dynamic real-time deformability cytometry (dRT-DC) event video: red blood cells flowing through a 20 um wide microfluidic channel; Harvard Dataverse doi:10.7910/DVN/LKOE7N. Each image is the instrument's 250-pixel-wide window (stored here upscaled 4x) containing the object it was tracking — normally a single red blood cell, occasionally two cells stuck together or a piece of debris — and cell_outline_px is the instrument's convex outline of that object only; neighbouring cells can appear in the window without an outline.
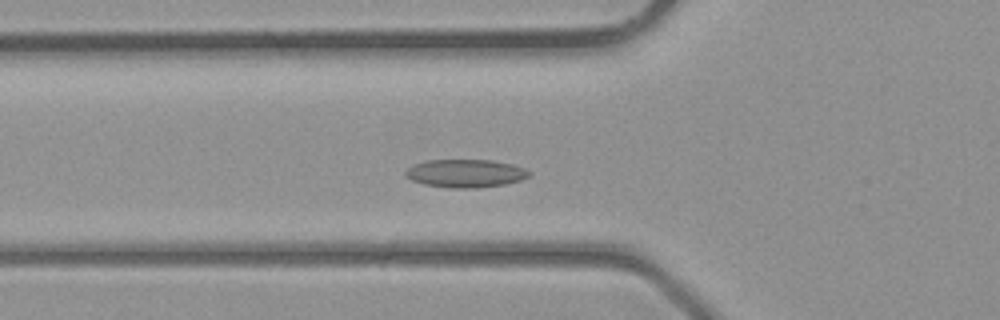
{"species": "common noctule bat (a hibernating species)", "species_latin": "Nyctalus noctula", "temperature_condition": "room temperature", "stored_images_in_passage": 38, "camera_frame_rate_fps": 3000, "um_per_image_px": 0.085, "animal": {"sex": "male", "body_mass_g": 23.1, "forearm_length_mm": 52.7}, "frame": {"image": 1, "passage_image": 12, "time_ms": 3.667, "image_size_px": [1000, 320], "cell_outline_px": [[532, 172], [528, 176], [520, 180], [504, 184], [476, 188], [448, 188], [424, 184], [412, 180], [404, 176], [404, 172], [408, 168], [416, 164], [428, 160], [492, 160], [512, 164], [524, 168]], "centroid_in_image_um": [39.56, 14.74], "position_along_channel_um": 86.2, "area_um2": 20.17}}
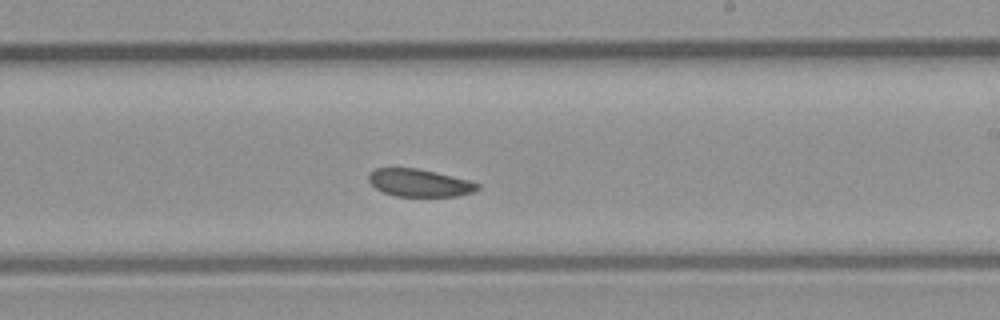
{"frame": {"image": 2, "passage_image": 22, "time_ms": 7.0, "image_size_px": [1000, 320], "cell_outline_px": [[480, 188], [476, 192], [456, 196], [396, 196], [384, 192], [376, 188], [368, 180], [368, 172], [376, 168], [416, 168], [436, 172], [468, 180], [480, 184]], "centroid_in_image_um": [35.66, 15.54], "position_along_channel_um": 253.3, "area_um2": 17.51}}
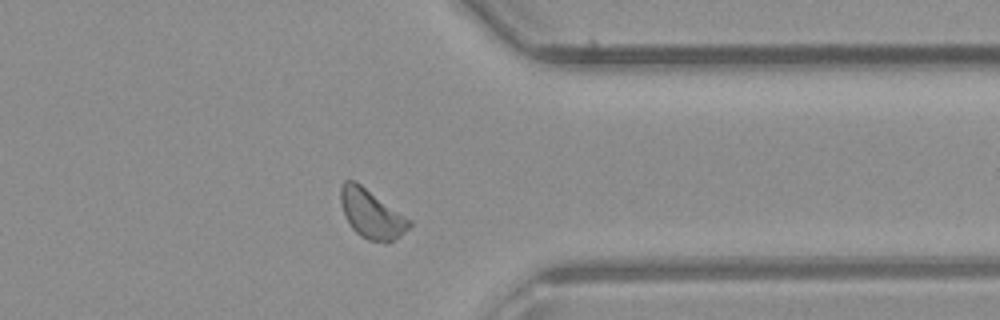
{"frame": {"image": 3, "passage_image": 30, "time_ms": 9.667, "image_size_px": [1000, 320], "cell_outline_px": [[412, 224], [400, 236], [392, 240], [368, 240], [360, 236], [348, 224], [340, 200], [340, 188], [344, 180], [356, 180], [412, 220]], "centroid_in_image_um": [31.56, 18.13], "position_along_channel_um": 379.8, "area_um2": 19.42}}